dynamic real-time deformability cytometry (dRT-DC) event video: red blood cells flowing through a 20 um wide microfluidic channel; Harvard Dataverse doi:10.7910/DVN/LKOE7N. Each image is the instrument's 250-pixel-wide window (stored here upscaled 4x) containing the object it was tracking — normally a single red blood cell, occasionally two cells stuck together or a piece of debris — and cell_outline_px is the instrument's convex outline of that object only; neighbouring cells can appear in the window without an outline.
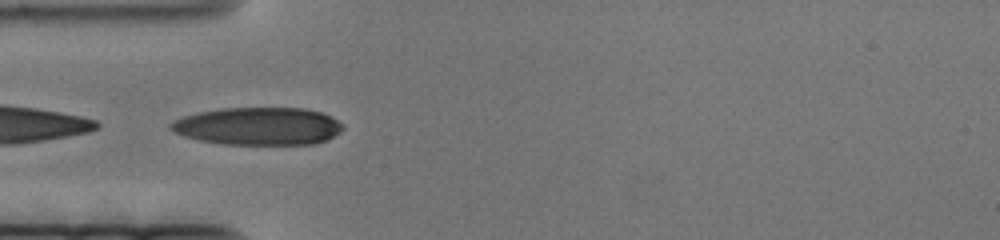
{"species": "human", "species_latin": "Homo sapiens", "temperature_condition": "cold", "stored_images_in_passage": 56, "camera_frame_rate_fps": 3000, "um_per_image_px": 0.085, "donor": {"sex": "female"}, "frame": {"image": 1, "passage_image": 1, "time_ms": 0.0, "image_size_px": [1000, 240], "cell_outline_px": [[344, 128], [340, 132], [324, 140], [312, 144], [224, 144], [200, 140], [184, 136], [168, 128], [168, 124], [172, 120], [184, 116], [200, 112], [220, 108], [304, 108], [320, 112], [344, 124]], "centroid_in_image_um": [21.92, 10.72], "position_along_channel_um": 63.1, "area_um2": 37.63}}
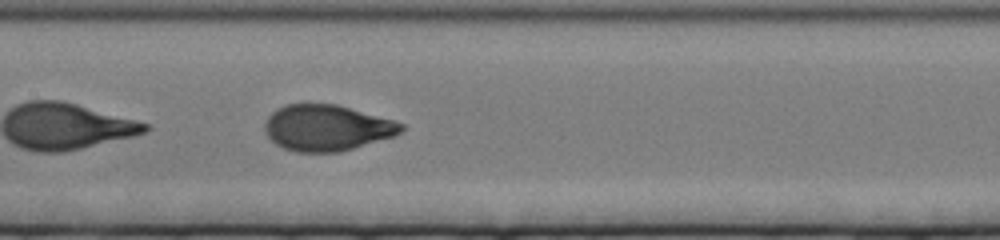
{"frame": {"image": 2, "passage_image": 15, "time_ms": 4.667, "image_size_px": [1000, 240], "cell_outline_px": [[404, 128], [400, 132], [392, 136], [340, 152], [296, 152], [284, 148], [276, 144], [264, 132], [264, 124], [268, 116], [276, 108], [284, 104], [336, 104], [396, 120], [404, 124]], "centroid_in_image_um": [27.76, 10.85], "position_along_channel_um": 179.6, "area_um2": 36.59}}
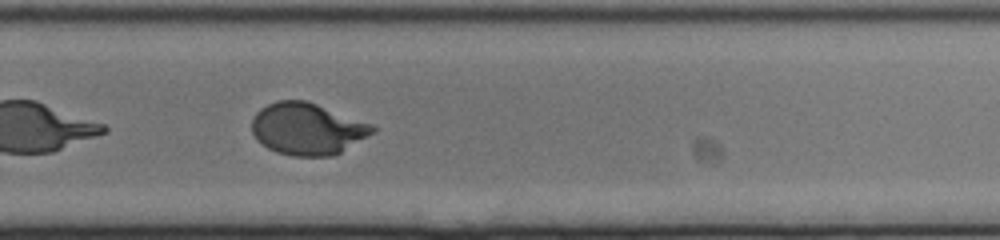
{"frame": {"image": 3, "passage_image": 30, "time_ms": 9.667, "image_size_px": [1000, 240], "cell_outline_px": [[376, 132], [340, 152], [332, 156], [292, 156], [276, 152], [260, 144], [256, 140], [252, 132], [252, 120], [256, 112], [260, 108], [268, 104], [280, 100], [304, 100], [316, 104], [372, 124], [376, 128]], "centroid_in_image_um": [26.1, 10.96], "position_along_channel_um": 303.7, "area_um2": 36.41}}